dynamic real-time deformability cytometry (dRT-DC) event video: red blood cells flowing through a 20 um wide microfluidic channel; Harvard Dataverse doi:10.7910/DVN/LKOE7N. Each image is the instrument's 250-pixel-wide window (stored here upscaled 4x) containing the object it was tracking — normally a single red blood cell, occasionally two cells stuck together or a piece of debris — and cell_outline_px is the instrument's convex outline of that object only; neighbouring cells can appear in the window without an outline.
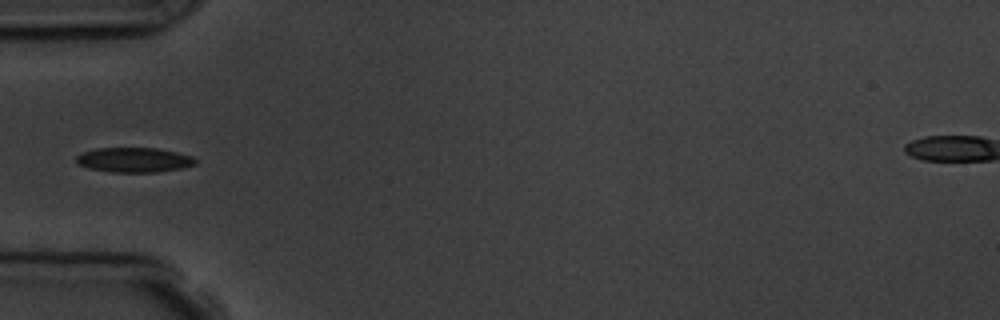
{"species": "common noctule bat (a hibernating species)", "species_latin": "Nyctalus noctula", "temperature_condition": "room temperature", "stored_images_in_passage": 4, "camera_frame_rate_fps": 3000, "um_per_image_px": 0.085, "animal": {"sex": "male", "body_mass_g": 19.5, "forearm_length_mm": 54.6}, "frame": {"image": 1, "passage_image": 3, "time_ms": 3.333, "image_size_px": [1000, 320], "cell_outline_px": [[196, 164], [180, 168], [156, 172], [112, 172], [88, 168], [76, 164], [76, 156], [84, 152], [96, 148], [156, 148], [176, 152], [192, 156], [196, 160]], "centroid_in_image_um": [11.36, 13.59], "position_along_channel_um": 73.6, "area_um2": 17.11}}